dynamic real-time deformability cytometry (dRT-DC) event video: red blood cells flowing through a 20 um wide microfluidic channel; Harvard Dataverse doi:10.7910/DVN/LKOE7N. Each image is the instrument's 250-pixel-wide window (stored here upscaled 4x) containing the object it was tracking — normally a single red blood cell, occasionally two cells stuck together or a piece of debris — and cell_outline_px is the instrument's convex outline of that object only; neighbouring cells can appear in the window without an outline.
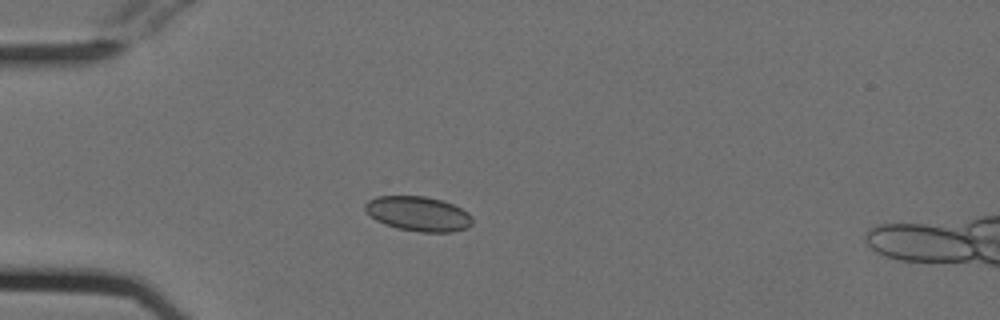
{"species": "Egyptian fruit bat (a non-hibernating species)", "species_latin": "Rousettus aegyptiacus", "temperature_condition": "cold", "stored_images_in_passage": 40, "camera_frame_rate_fps": 3000, "um_per_image_px": 0.085, "animal": {"sex": "female"}, "frame": {"image": 1, "passage_image": 1, "time_ms": 0.0, "image_size_px": [1000, 320], "cell_outline_px": [[472, 224], [468, 228], [452, 232], [420, 232], [396, 228], [384, 224], [376, 220], [364, 208], [364, 204], [368, 200], [376, 196], [424, 196], [444, 200], [468, 212], [472, 216]], "centroid_in_image_um": [35.57, 18.17], "position_along_channel_um": 49.4, "area_um2": 21.85}}
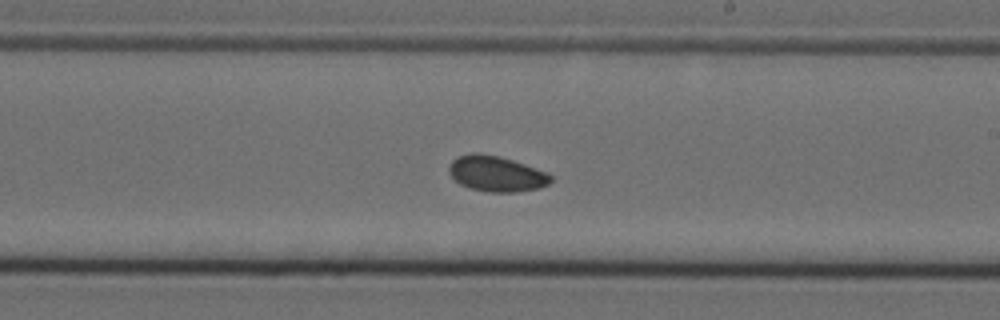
{"frame": {"image": 2, "passage_image": 18, "time_ms": 5.667, "image_size_px": [1000, 320], "cell_outline_px": [[552, 180], [548, 184], [540, 188], [516, 192], [488, 192], [468, 188], [460, 184], [448, 172], [448, 168], [452, 160], [456, 156], [472, 152], [476, 152], [500, 156], [548, 172], [552, 176]], "centroid_in_image_um": [42.18, 14.76], "position_along_channel_um": 246.8, "area_um2": 21.33}}
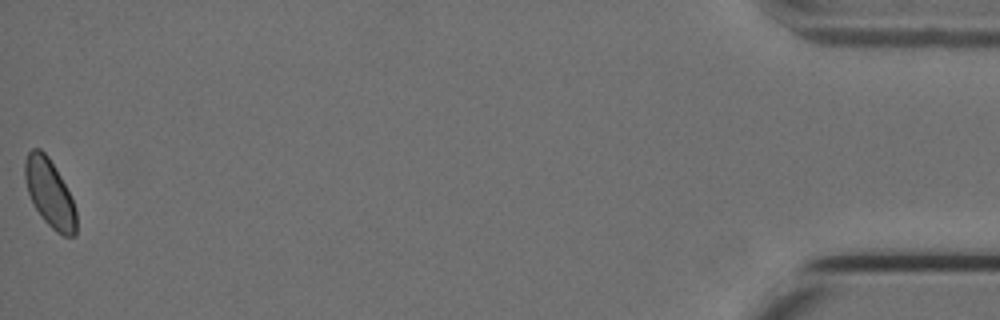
{"frame": {"image": 3, "passage_image": 40, "time_ms": 13.0, "image_size_px": [1000, 320], "cell_outline_px": [[76, 236], [64, 236], [56, 232], [40, 216], [28, 192], [24, 176], [24, 160], [28, 152], [32, 148], [40, 148], [48, 156], [60, 176], [76, 208]], "centroid_in_image_um": [4.21, 16.42], "position_along_channel_um": 431.0, "area_um2": 20.11}}